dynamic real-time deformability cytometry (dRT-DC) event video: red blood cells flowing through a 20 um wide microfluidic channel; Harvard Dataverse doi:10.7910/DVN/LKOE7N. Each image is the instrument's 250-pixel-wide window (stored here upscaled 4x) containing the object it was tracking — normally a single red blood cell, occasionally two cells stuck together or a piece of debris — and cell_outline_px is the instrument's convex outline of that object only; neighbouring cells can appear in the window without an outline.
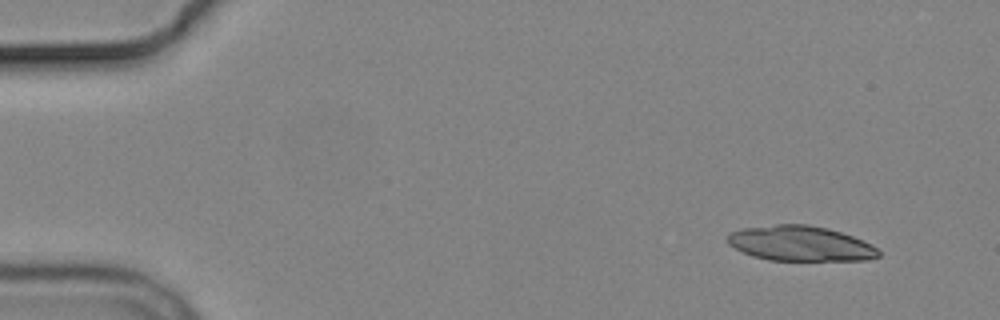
{"species": "common noctule bat (a hibernating species)", "species_latin": "Nyctalus noctula", "temperature_condition": "cold", "stored_images_in_passage": 5, "camera_frame_rate_fps": 3000, "um_per_image_px": 0.085, "animal": {"sex": "male", "body_mass_g": 19.2, "forearm_length_mm": 51.8}, "frame": {"image": 1, "passage_image": 1, "time_ms": 0.0, "image_size_px": [1000, 320], "cell_outline_px": [[880, 256], [868, 260], [768, 260], [752, 256], [728, 244], [728, 232], [740, 228], [776, 224], [808, 224], [828, 228], [852, 236], [872, 244], [880, 252]], "centroid_in_image_um": [68.02, 20.69], "position_along_channel_um": 17.0, "area_um2": 30.98}}